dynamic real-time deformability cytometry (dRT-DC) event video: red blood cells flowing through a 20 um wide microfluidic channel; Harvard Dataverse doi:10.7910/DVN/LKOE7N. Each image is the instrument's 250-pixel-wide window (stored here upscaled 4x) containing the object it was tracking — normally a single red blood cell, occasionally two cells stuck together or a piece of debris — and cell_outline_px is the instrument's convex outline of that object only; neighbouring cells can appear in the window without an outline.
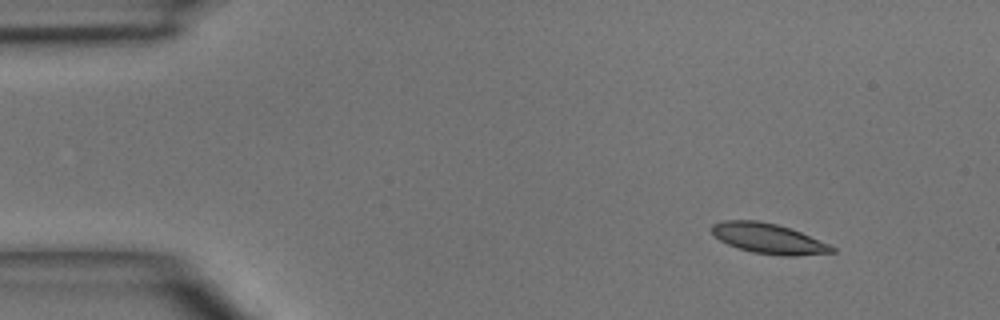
{"species": "common noctule bat (a hibernating species)", "species_latin": "Nyctalus noctula", "temperature_condition": "room temperature", "stored_images_in_passage": 4, "camera_frame_rate_fps": 3000, "um_per_image_px": 0.085, "animal": {"sex": "male", "body_mass_g": 15.6}, "frame": {"image": 1, "passage_image": 1, "time_ms": 0.0, "image_size_px": [1000, 320], "cell_outline_px": [[836, 252], [796, 256], [784, 256], [752, 252], [736, 248], [720, 240], [708, 228], [712, 224], [724, 220], [760, 220], [776, 224], [800, 232], [828, 244], [836, 248]], "centroid_in_image_um": [65.28, 20.27], "position_along_channel_um": 19.7, "area_um2": 21.15}}
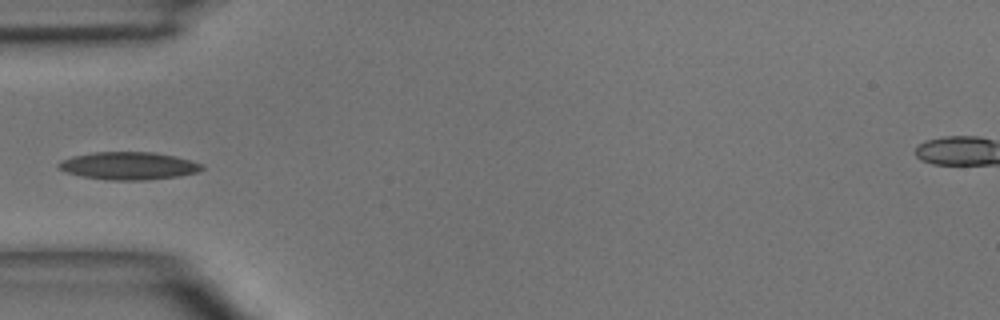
{"frame": {"image": 2, "passage_image": 4, "time_ms": 3.333, "image_size_px": [1000, 320], "cell_outline_px": [[204, 168], [196, 172], [180, 176], [148, 180], [108, 180], [84, 176], [64, 172], [56, 164], [72, 156], [96, 152], [152, 152], [176, 156], [204, 164]], "centroid_in_image_um": [10.97, 14.09], "position_along_channel_um": 74.0, "area_um2": 23.06}}